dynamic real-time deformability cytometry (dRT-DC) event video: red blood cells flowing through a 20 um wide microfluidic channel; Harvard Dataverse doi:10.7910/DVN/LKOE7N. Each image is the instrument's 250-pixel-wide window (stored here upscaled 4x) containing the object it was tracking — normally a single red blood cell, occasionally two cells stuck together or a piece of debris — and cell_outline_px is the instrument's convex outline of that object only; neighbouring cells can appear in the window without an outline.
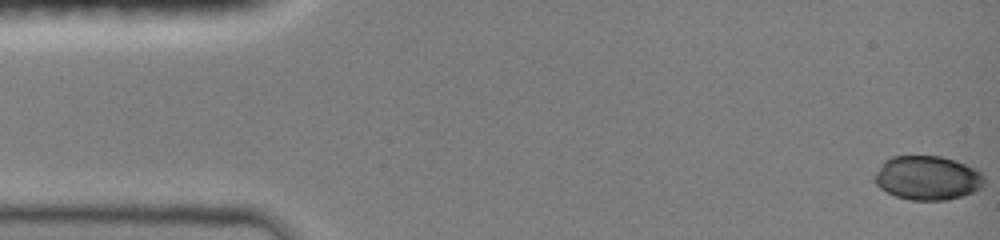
{"species": "common noctule bat (a hibernating species)", "species_latin": "Nyctalus noctula", "temperature_condition": "room temperature", "stored_images_in_passage": 45, "camera_frame_rate_fps": 3000, "um_per_image_px": 0.085, "animal": {"sex": "female", "body_mass_g": 19.0, "forearm_length_mm": 51.5}, "frame": {"image": 1, "passage_image": 1, "time_ms": 0.0, "image_size_px": [1000, 240], "cell_outline_px": [[984, 188], [948, 200], [908, 200], [896, 196], [880, 188], [876, 184], [876, 172], [884, 160], [892, 156], [940, 156], [964, 164], [980, 172], [984, 176]], "centroid_in_image_um": [78.84, 15.13], "position_along_channel_um": 6.2, "area_um2": 27.98}}
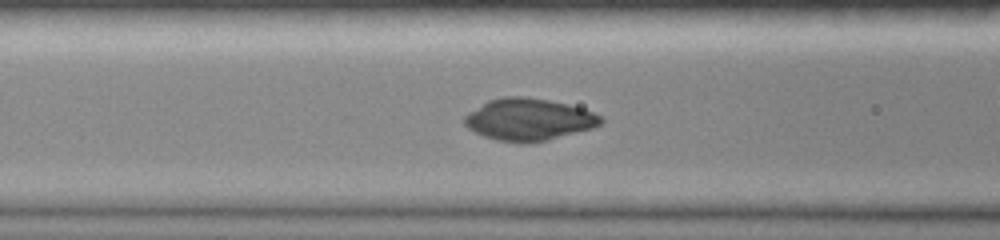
{"frame": {"image": 2, "passage_image": 19, "time_ms": 6.0, "image_size_px": [1000, 240], "cell_outline_px": [[604, 120], [600, 124], [592, 128], [548, 140], [528, 144], [524, 144], [496, 140], [484, 136], [468, 128], [464, 124], [464, 116], [468, 112], [488, 100], [504, 96], [524, 96], [548, 100], [584, 108], [600, 116]], "centroid_in_image_um": [44.92, 10.16], "position_along_channel_um": 121.7, "area_um2": 33.47}}
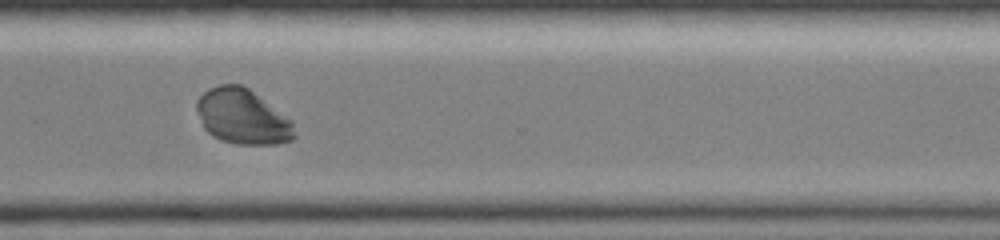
{"frame": {"image": 3, "passage_image": 36, "time_ms": 11.667, "image_size_px": [1000, 240], "cell_outline_px": [[296, 136], [292, 140], [276, 144], [236, 144], [220, 140], [212, 136], [204, 128], [196, 108], [196, 100], [208, 88], [220, 84], [240, 84], [248, 88], [292, 120]], "centroid_in_image_um": [20.61, 9.92], "position_along_channel_um": 350.0, "area_um2": 31.39}}